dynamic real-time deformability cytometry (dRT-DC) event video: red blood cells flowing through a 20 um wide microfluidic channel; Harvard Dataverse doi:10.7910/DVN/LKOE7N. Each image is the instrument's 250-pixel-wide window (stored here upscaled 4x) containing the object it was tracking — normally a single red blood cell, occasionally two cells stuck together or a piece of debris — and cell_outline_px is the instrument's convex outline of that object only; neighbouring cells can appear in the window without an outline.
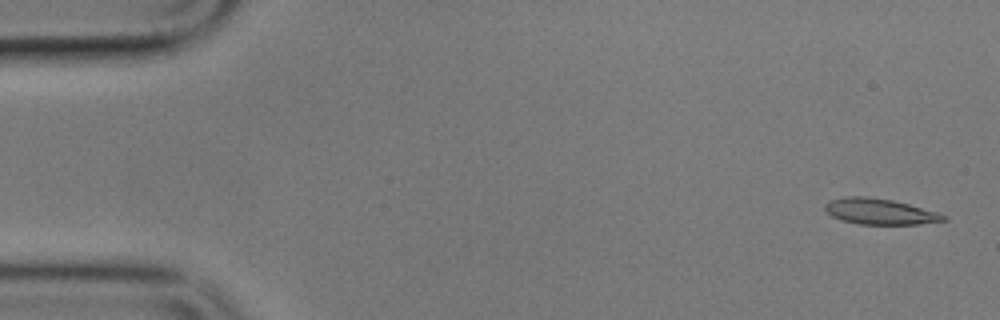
{"species": "common noctule bat (a hibernating species)", "species_latin": "Nyctalus noctula", "temperature_condition": "cold", "stored_images_in_passage": 4, "camera_frame_rate_fps": 3000, "um_per_image_px": 0.085, "animal": {"sex": "male", "body_mass_g": 17.9}, "frame": {"image": 1, "passage_image": 1, "time_ms": 0.0, "image_size_px": [1000, 320], "cell_outline_px": [[948, 220], [920, 224], [860, 224], [840, 220], [832, 216], [824, 208], [824, 204], [828, 200], [848, 196], [864, 196], [892, 200], [908, 204], [936, 212], [944, 216]], "centroid_in_image_um": [74.73, 17.98], "position_along_channel_um": 10.3, "area_um2": 17.69}}
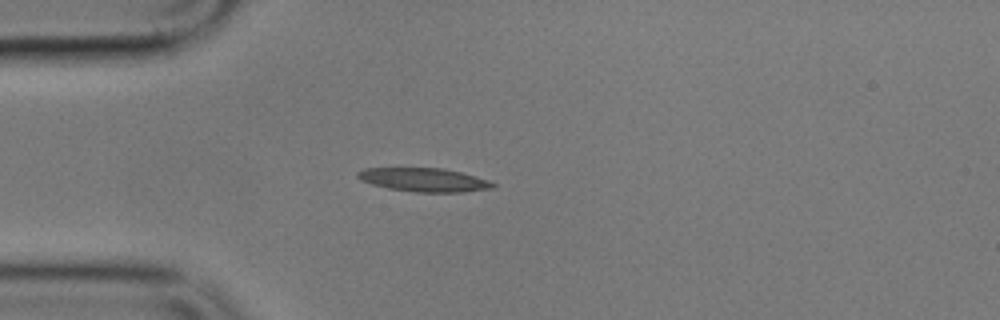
{"frame": {"image": 2, "passage_image": 4, "time_ms": 4.333, "image_size_px": [1000, 320], "cell_outline_px": [[496, 188], [464, 192], [416, 192], [388, 188], [372, 184], [360, 180], [356, 176], [356, 172], [364, 168], [444, 168], [460, 172], [488, 180], [496, 184]], "centroid_in_image_um": [36.04, 15.28], "position_along_channel_um": 49.0, "area_um2": 18.67}}